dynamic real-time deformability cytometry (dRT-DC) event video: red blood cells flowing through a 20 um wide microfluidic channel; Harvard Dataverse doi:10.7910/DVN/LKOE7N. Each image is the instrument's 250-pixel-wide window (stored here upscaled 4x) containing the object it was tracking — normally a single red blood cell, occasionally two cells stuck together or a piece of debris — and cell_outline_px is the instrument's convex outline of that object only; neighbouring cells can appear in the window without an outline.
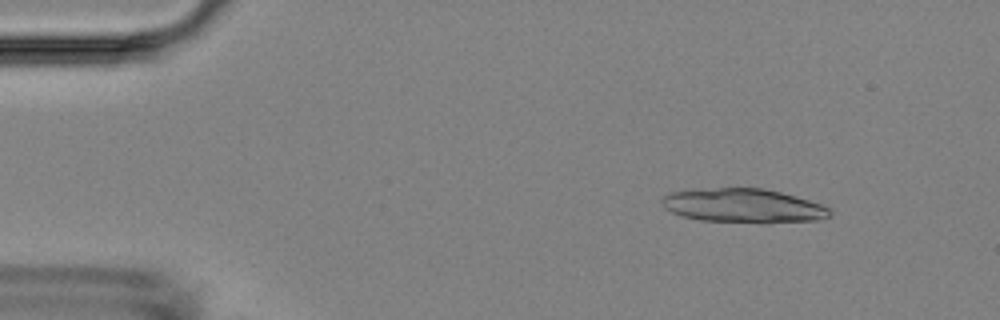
{"species": "Egyptian fruit bat (a non-hibernating species)", "species_latin": "Rousettus aegyptiacus", "temperature_condition": "room temperature", "stored_images_in_passage": 24, "camera_frame_rate_fps": 3000, "um_per_image_px": 0.085, "animal": {"sex": "female"}, "frame": {"image": 1, "passage_image": 4, "time_ms": 1.0, "image_size_px": [1000, 320], "cell_outline_px": [[832, 212], [824, 220], [768, 224], [764, 224], [700, 220], [680, 216], [664, 208], [660, 200], [668, 192], [720, 188], [764, 188], [796, 196], [832, 208]], "centroid_in_image_um": [63.23, 17.52], "position_along_channel_um": 21.8, "area_um2": 33.93}}